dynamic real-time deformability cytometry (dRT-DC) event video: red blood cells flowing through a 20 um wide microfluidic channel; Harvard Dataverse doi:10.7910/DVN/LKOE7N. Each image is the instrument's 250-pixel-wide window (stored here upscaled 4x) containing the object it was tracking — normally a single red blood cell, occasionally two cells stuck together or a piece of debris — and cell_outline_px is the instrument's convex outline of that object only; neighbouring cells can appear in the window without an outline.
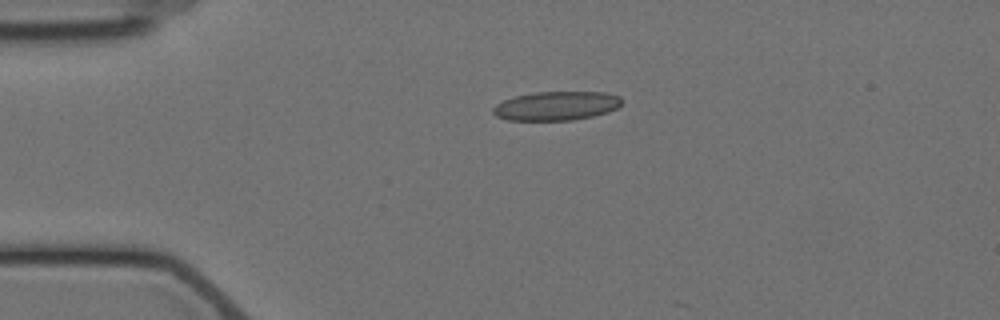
{"species": "Egyptian fruit bat (a non-hibernating species)", "species_latin": "Rousettus aegyptiacus", "temperature_condition": "cold", "stored_images_in_passage": 2, "camera_frame_rate_fps": 3000, "um_per_image_px": 0.085, "animal": {"sex": "female"}, "frame": {"image": 1, "passage_image": 1, "time_ms": 0.0, "image_size_px": [1000, 320], "cell_outline_px": [[620, 104], [616, 108], [608, 112], [592, 116], [572, 120], [508, 120], [496, 116], [492, 112], [492, 108], [496, 104], [504, 100], [516, 96], [536, 92], [604, 92], [620, 96]], "centroid_in_image_um": [47.26, 9.0], "position_along_channel_um": 37.7, "area_um2": 21.56}}